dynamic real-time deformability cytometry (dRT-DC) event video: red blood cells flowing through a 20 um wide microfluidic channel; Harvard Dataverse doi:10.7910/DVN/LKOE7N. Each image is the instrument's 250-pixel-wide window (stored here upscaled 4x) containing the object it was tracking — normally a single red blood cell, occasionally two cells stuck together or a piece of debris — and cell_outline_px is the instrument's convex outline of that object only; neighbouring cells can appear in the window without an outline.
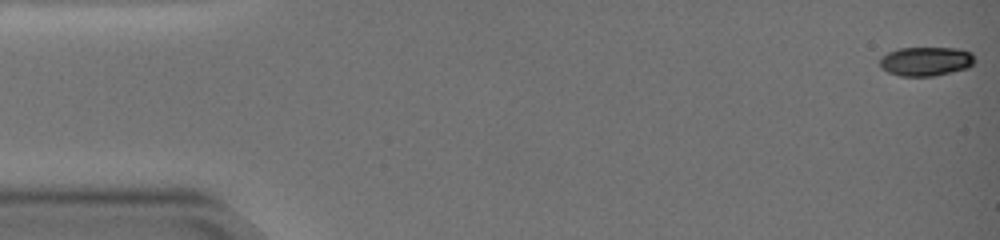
{"species": "common noctule bat (a hibernating species)", "species_latin": "Nyctalus noctula", "temperature_condition": "warm", "stored_images_in_passage": 69, "camera_frame_rate_fps": 3000, "um_per_image_px": 0.085, "animal": {"sex": "female", "body_mass_g": 19.0, "forearm_length_mm": 51.5}, "frame": {"image": 1, "passage_image": 1, "time_ms": 0.0, "image_size_px": [1000, 240], "cell_outline_px": [[972, 64], [968, 68], [952, 72], [932, 76], [900, 76], [888, 72], [880, 64], [880, 60], [884, 56], [900, 48], [952, 48], [968, 52], [972, 56]], "centroid_in_image_um": [78.69, 5.23], "position_along_channel_um": 6.3, "area_um2": 15.55}}
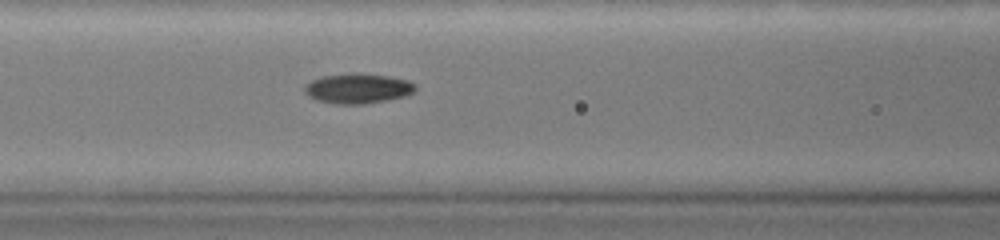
{"frame": {"image": 2, "passage_image": 30, "time_ms": 9.667, "image_size_px": [1000, 240], "cell_outline_px": [[416, 88], [412, 92], [404, 96], [388, 100], [364, 104], [336, 104], [320, 100], [312, 96], [304, 88], [312, 80], [324, 76], [384, 76], [404, 80], [412, 84]], "centroid_in_image_um": [30.44, 7.58], "position_along_channel_um": 136.2, "area_um2": 17.8}}
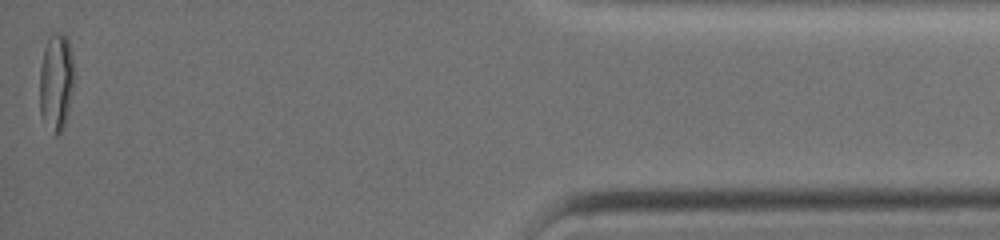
{"frame": {"image": 3, "passage_image": 68, "time_ms": 22.333, "image_size_px": [1000, 240], "cell_outline_px": [[76, 76], [68, 112], [64, 128], [56, 136], [52, 136], [40, 116], [40, 68], [44, 48], [48, 36], [52, 32], [64, 32], [68, 40], [76, 72]], "centroid_in_image_um": [4.79, 6.98], "position_along_channel_um": 430.4, "area_um2": 20.46}, "authors_computed_cell_mechanics": {"area_um2": 17.34, "velocity_mm_per_s": 2.8687, "shape_relaxation_time_tau1_ms": 8.8895, "shape_relaxation_time_tau2_ms": 1.4026, "deformation_change_tau1": 0.2737, "deformation_change_tau2": 0.0265}}